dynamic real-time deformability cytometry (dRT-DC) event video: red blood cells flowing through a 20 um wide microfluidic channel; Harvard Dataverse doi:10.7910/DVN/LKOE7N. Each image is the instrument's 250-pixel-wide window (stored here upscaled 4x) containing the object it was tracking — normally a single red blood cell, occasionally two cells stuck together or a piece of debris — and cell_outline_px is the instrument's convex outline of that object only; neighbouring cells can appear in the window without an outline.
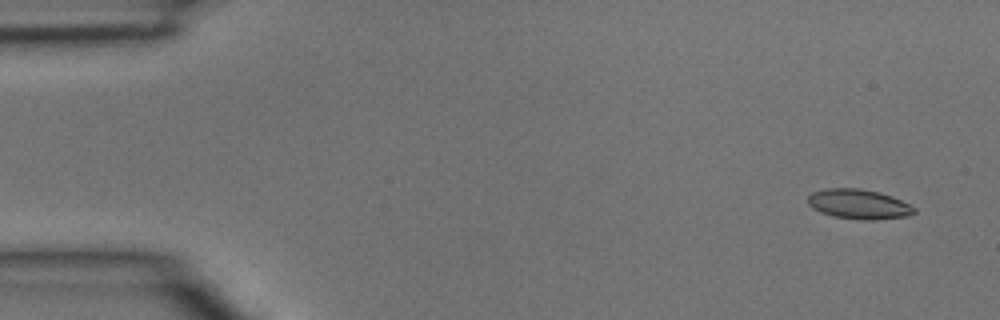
{"species": "common noctule bat (a hibernating species)", "species_latin": "Nyctalus noctula", "temperature_condition": "room temperature", "stored_images_in_passage": 3, "camera_frame_rate_fps": 3000, "um_per_image_px": 0.085, "animal": {"sex": "male", "body_mass_g": 15.6}, "frame": {"image": 1, "passage_image": 1, "time_ms": 0.0, "image_size_px": [1000, 320], "cell_outline_px": [[916, 212], [908, 216], [872, 220], [860, 220], [836, 216], [820, 212], [812, 208], [808, 204], [808, 196], [812, 192], [824, 188], [860, 188], [880, 192], [892, 196], [916, 208]], "centroid_in_image_um": [72.98, 17.34], "position_along_channel_um": 12.0, "area_um2": 18.5}}
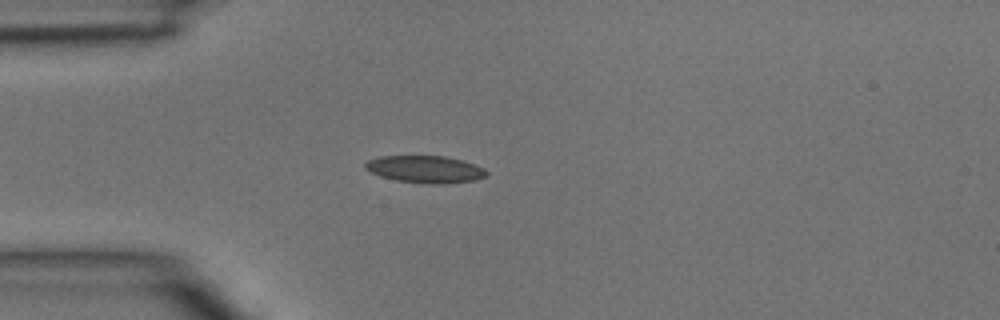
{"frame": {"image": 2, "passage_image": 3, "time_ms": 0.667, "image_size_px": [1000, 320], "cell_outline_px": [[488, 176], [472, 180], [440, 184], [428, 184], [396, 180], [380, 176], [364, 168], [364, 164], [368, 160], [380, 156], [444, 156], [464, 160], [484, 168], [488, 172]], "centroid_in_image_um": [36.15, 14.38], "position_along_channel_um": 48.8, "area_um2": 19.19}}